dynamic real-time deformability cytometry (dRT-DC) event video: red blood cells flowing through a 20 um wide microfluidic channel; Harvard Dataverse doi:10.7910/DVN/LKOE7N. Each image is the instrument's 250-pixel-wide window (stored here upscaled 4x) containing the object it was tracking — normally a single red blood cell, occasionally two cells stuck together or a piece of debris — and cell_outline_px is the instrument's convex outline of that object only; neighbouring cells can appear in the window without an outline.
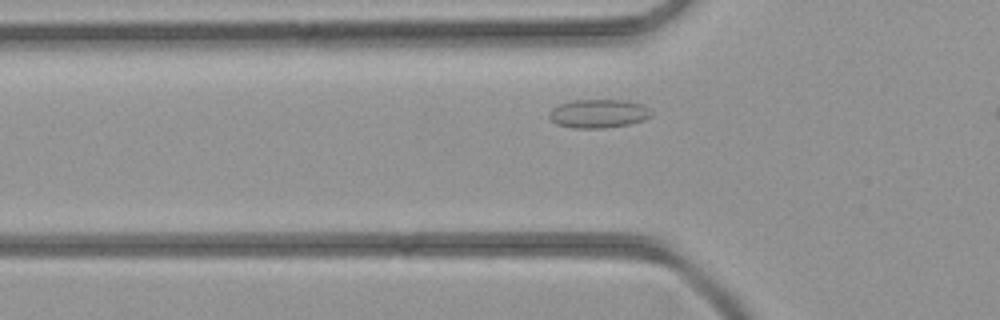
{"species": "common noctule bat (a hibernating species)", "species_latin": "Nyctalus noctula", "temperature_condition": "room temperature", "stored_images_in_passage": 31, "camera_frame_rate_fps": 3000, "um_per_image_px": 0.085, "animal": {"sex": "female", "body_mass_g": 21.9}, "frame": {"image": 1, "passage_image": 8, "time_ms": 2.333, "image_size_px": [1000, 320], "cell_outline_px": [[652, 116], [644, 120], [628, 124], [604, 128], [572, 128], [556, 124], [548, 116], [552, 108], [560, 104], [572, 100], [628, 100], [640, 104], [648, 108], [652, 112]], "centroid_in_image_um": [50.87, 9.65], "position_along_channel_um": 74.9, "area_um2": 17.05}}
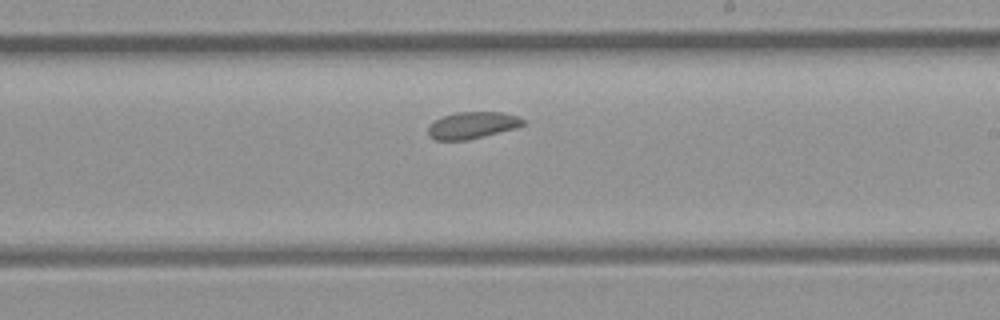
{"frame": {"image": 2, "passage_image": 19, "time_ms": 6.0, "image_size_px": [1000, 320], "cell_outline_px": [[524, 124], [516, 128], [484, 136], [464, 140], [436, 140], [428, 136], [428, 128], [436, 120], [444, 116], [456, 112], [500, 112], [516, 116], [524, 120]], "centroid_in_image_um": [40.14, 10.65], "position_along_channel_um": 248.9, "area_um2": 14.57}}
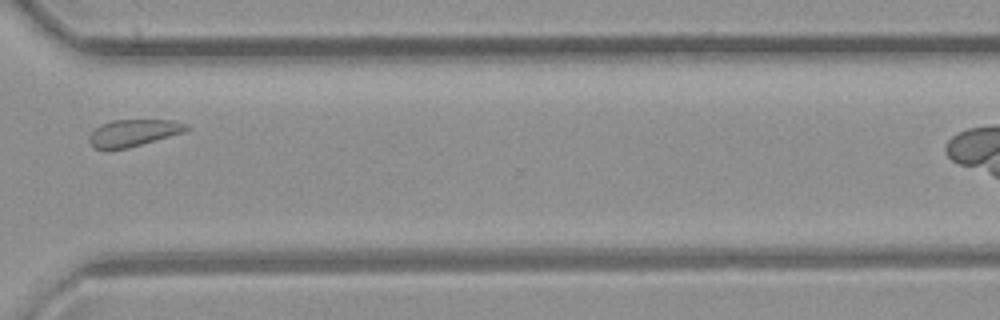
{"frame": {"image": 3, "passage_image": 26, "time_ms": 8.333, "image_size_px": [1000, 320], "cell_outline_px": [[188, 128], [184, 132], [128, 148], [96, 148], [88, 140], [88, 136], [100, 124], [112, 120], [176, 120], [188, 124]], "centroid_in_image_um": [11.36, 11.27], "position_along_channel_um": 359.2, "area_um2": 15.03}}